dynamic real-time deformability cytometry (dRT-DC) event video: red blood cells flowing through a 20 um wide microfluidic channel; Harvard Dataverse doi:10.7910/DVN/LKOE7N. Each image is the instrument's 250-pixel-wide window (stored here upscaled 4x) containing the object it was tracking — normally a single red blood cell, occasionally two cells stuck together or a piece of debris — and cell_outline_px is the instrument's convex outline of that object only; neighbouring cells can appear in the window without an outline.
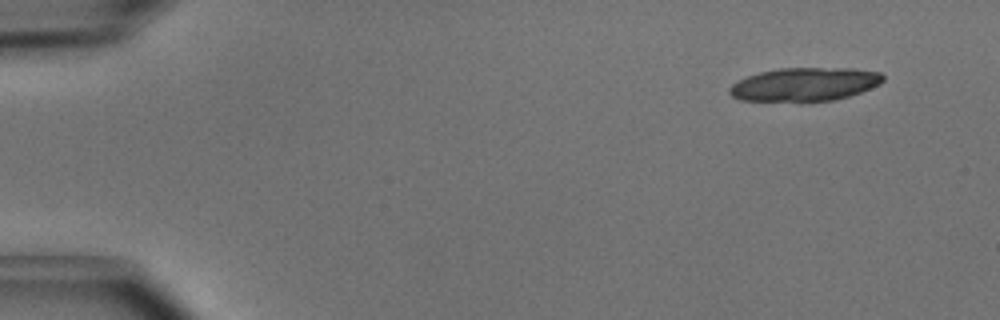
{"species": "common noctule bat (a hibernating species)", "species_latin": "Nyctalus noctula", "temperature_condition": "cold", "stored_images_in_passage": 4, "camera_frame_rate_fps": 3000, "um_per_image_px": 0.085, "animal": {"sex": "male", "body_mass_g": 15.6}, "frame": {"image": 1, "passage_image": 1, "time_ms": 0.0, "image_size_px": [1000, 320], "cell_outline_px": [[884, 80], [880, 84], [860, 92], [848, 96], [832, 100], [740, 100], [732, 96], [728, 92], [728, 88], [736, 80], [760, 72], [780, 68], [856, 68], [880, 72], [884, 76]], "centroid_in_image_um": [68.4, 7.14], "position_along_channel_um": 16.6, "area_um2": 29.65}}